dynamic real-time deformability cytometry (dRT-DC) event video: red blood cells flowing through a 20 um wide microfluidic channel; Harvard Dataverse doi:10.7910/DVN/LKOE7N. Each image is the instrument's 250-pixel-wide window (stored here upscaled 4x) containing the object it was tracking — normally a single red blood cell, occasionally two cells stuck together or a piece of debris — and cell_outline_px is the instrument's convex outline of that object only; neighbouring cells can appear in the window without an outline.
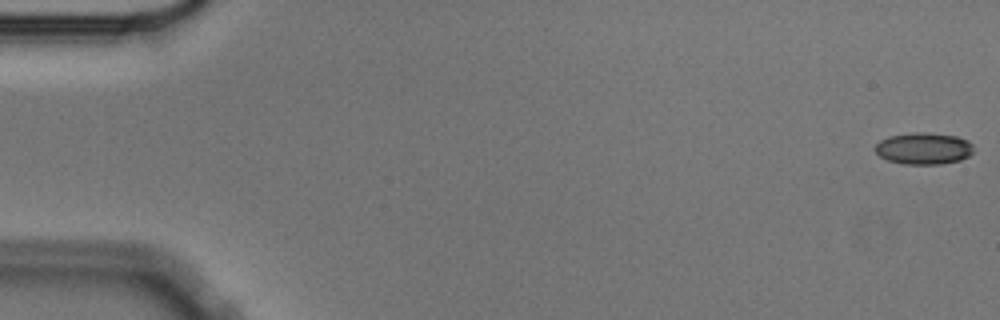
{"species": "Egyptian fruit bat (a non-hibernating species)", "species_latin": "Rousettus aegyptiacus", "temperature_condition": "cold", "stored_images_in_passage": 57, "camera_frame_rate_fps": 3000, "um_per_image_px": 0.085, "animal": {"sex": "male"}, "frame": {"image": 1, "passage_image": 1, "time_ms": 0.0, "image_size_px": [1000, 320], "cell_outline_px": [[972, 152], [968, 156], [960, 160], [940, 164], [904, 164], [888, 160], [880, 156], [876, 152], [876, 144], [880, 140], [888, 136], [912, 132], [924, 132], [956, 136], [968, 140], [972, 144]], "centroid_in_image_um": [78.5, 12.61], "position_along_channel_um": 6.5, "area_um2": 18.15}}
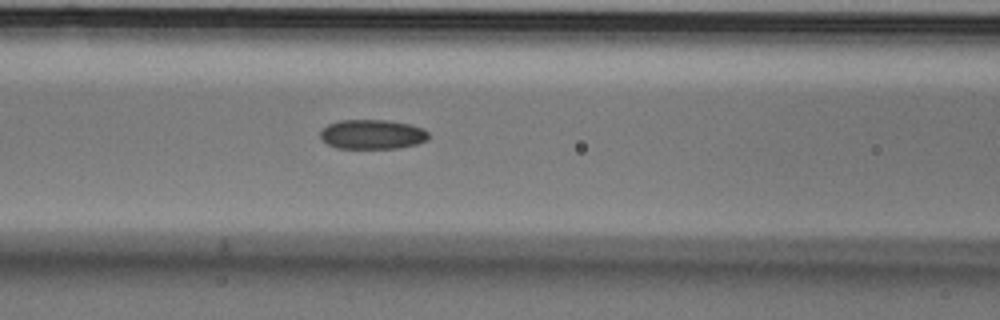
{"frame": {"image": 2, "passage_image": 24, "time_ms": 7.667, "image_size_px": [1000, 320], "cell_outline_px": [[428, 140], [416, 144], [396, 148], [336, 148], [328, 144], [320, 136], [320, 132], [328, 124], [340, 120], [388, 120], [408, 124], [424, 128], [428, 132]], "centroid_in_image_um": [31.66, 11.41], "position_along_channel_um": 134.9, "area_um2": 18.55}}
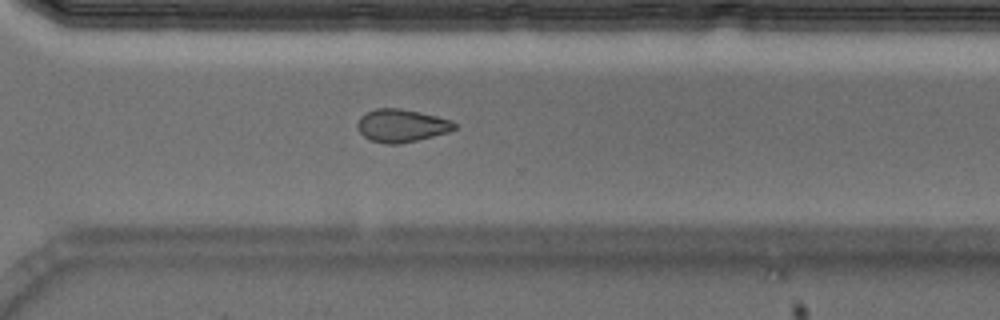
{"frame": {"image": 3, "passage_image": 41, "time_ms": 13.333, "image_size_px": [1000, 320], "cell_outline_px": [[456, 128], [448, 132], [400, 144], [388, 144], [372, 140], [364, 136], [356, 128], [356, 124], [360, 116], [376, 108], [400, 108], [420, 112], [452, 120], [456, 124]], "centroid_in_image_um": [34.12, 10.67], "position_along_channel_um": 336.5, "area_um2": 18.5}, "authors_computed_cell_mechanics": {"area_um2": 18.785, "velocity_mm_per_s": 3.5618, "shape_relaxation_time_tau1_ms": 7.7232, "shape_relaxation_time_tau2_ms": 6.8903, "deformation_change_tau1": 0.124, "deformation_change_tau2": 0.0973}}